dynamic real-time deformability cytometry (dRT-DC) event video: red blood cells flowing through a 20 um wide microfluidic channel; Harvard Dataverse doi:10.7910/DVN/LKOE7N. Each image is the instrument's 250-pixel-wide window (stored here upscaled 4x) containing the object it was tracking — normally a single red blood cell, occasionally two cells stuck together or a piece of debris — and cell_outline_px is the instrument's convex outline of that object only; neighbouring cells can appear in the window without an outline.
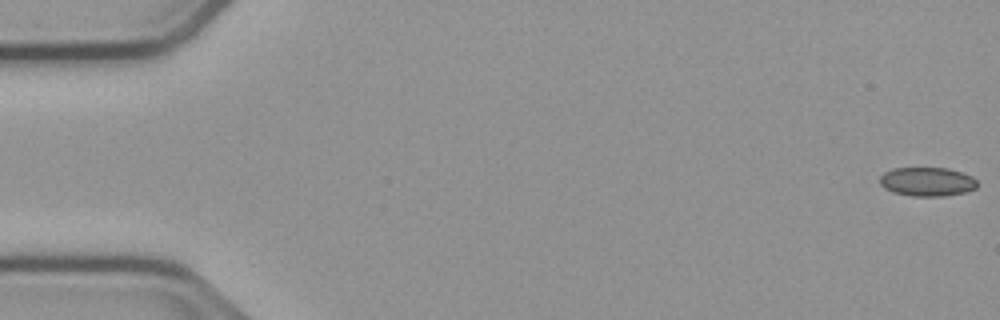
{"species": "common noctule bat (a hibernating species)", "species_latin": "Nyctalus noctula", "temperature_condition": "cold", "stored_images_in_passage": 55, "camera_frame_rate_fps": 3000, "um_per_image_px": 0.085, "animal": {"sex": "male", "body_mass_g": 23.1, "forearm_length_mm": 52.7}, "frame": {"image": 1, "passage_image": 1, "time_ms": 0.0, "image_size_px": [1000, 320], "cell_outline_px": [[976, 188], [964, 192], [944, 196], [912, 196], [892, 192], [884, 188], [880, 184], [880, 176], [884, 172], [892, 168], [948, 168], [964, 172], [972, 176], [976, 180]], "centroid_in_image_um": [78.8, 15.44], "position_along_channel_um": 6.2, "area_um2": 16.53}}
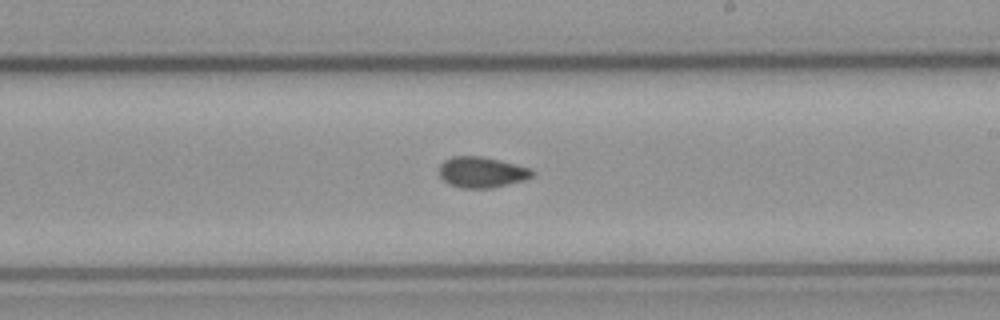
{"frame": {"image": 2, "passage_image": 32, "time_ms": 10.333, "image_size_px": [1000, 320], "cell_outline_px": [[536, 172], [532, 176], [524, 180], [492, 188], [460, 188], [448, 184], [440, 176], [440, 164], [444, 160], [452, 156], [480, 156], [500, 160], [532, 168]], "centroid_in_image_um": [40.96, 14.64], "position_along_channel_um": 248.0, "area_um2": 16.82}}
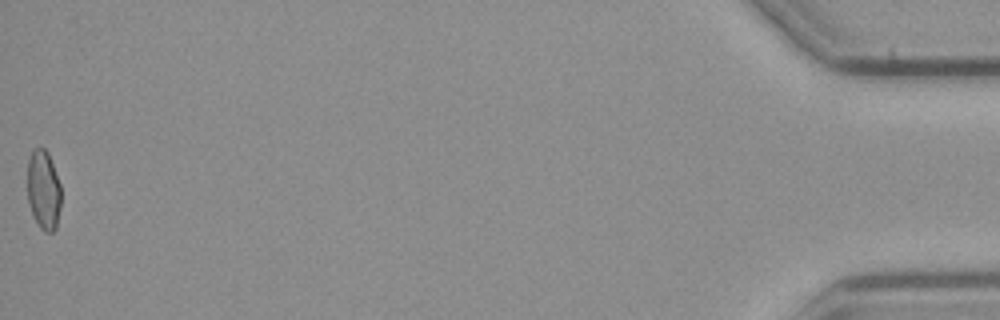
{"frame": {"image": 3, "passage_image": 55, "time_ms": 18.0, "image_size_px": [1000, 320], "cell_outline_px": [[60, 208], [56, 228], [52, 232], [44, 232], [40, 228], [32, 216], [28, 204], [28, 160], [32, 148], [44, 148], [48, 152], [60, 184]], "centroid_in_image_um": [3.69, 16.16], "position_along_channel_um": 431.5, "area_um2": 15.72}, "authors_computed_cell_mechanics": {"area_um2": 16.5308, "velocity_mm_per_s": 3.7843, "shape_relaxation_time_tau1_ms": null, "shape_relaxation_time_tau2_ms": 2.8396, "deformation_change_tau1": null, "deformation_change_tau2": 0.0589}}